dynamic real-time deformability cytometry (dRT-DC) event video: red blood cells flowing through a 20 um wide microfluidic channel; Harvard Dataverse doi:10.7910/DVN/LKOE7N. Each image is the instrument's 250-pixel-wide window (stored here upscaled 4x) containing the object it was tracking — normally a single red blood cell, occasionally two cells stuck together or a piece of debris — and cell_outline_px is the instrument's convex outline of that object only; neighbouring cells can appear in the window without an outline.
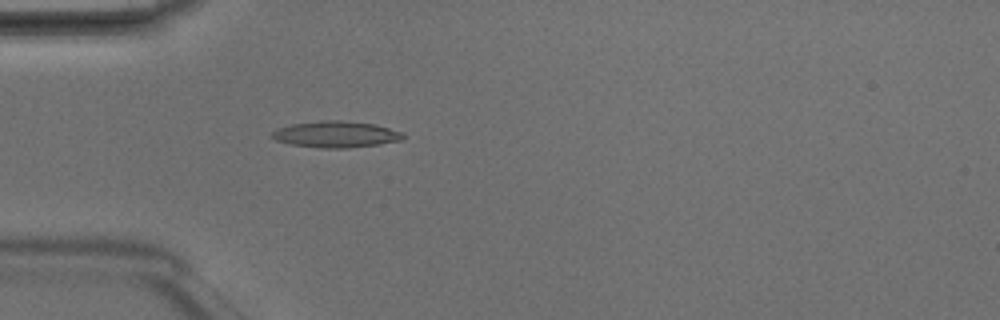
{"species": "Egyptian fruit bat (a non-hibernating species)", "species_latin": "Rousettus aegyptiacus", "temperature_condition": "room temperature", "stored_images_in_passage": 48, "camera_frame_rate_fps": 3000, "um_per_image_px": 0.085, "animal": {"sex": "male"}, "frame": {"image": 1, "passage_image": 14, "time_ms": 4.333, "image_size_px": [1000, 320], "cell_outline_px": [[404, 136], [400, 140], [380, 144], [344, 148], [324, 148], [292, 144], [276, 140], [272, 136], [272, 132], [276, 128], [292, 124], [320, 120], [344, 120], [376, 124], [404, 132]], "centroid_in_image_um": [28.58, 11.4], "position_along_channel_um": 56.4, "area_um2": 20.11}}
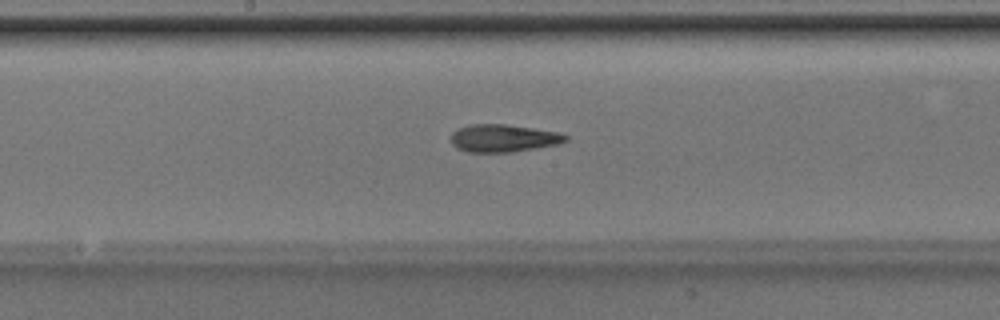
{"frame": {"image": 2, "passage_image": 25, "time_ms": 8.0, "image_size_px": [1000, 320], "cell_outline_px": [[568, 140], [556, 144], [512, 152], [468, 152], [456, 148], [452, 144], [452, 132], [456, 128], [468, 124], [508, 124], [560, 132], [568, 136]], "centroid_in_image_um": [42.76, 11.73], "position_along_channel_um": 205.4, "area_um2": 18.55}}
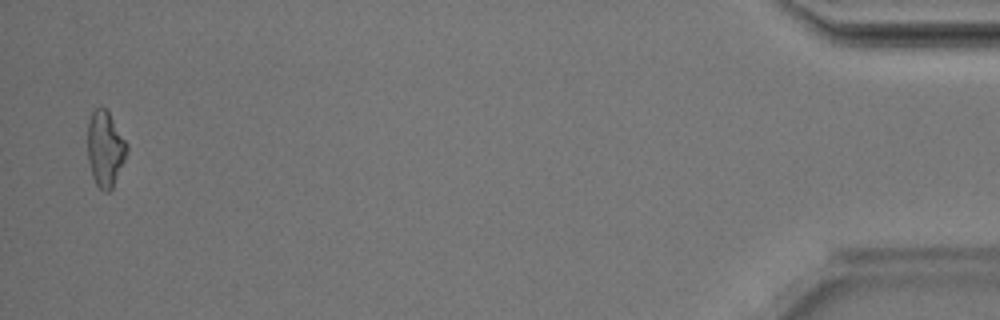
{"frame": {"image": 3, "passage_image": 47, "time_ms": 15.333, "image_size_px": [1000, 320], "cell_outline_px": [[128, 152], [112, 188], [108, 192], [104, 192], [96, 184], [92, 176], [88, 160], [88, 124], [92, 112], [100, 104], [108, 112], [128, 144]], "centroid_in_image_um": [8.94, 12.65], "position_along_channel_um": 426.3, "area_um2": 17.22}, "authors_computed_cell_mechanics": {"area_um2": 18.207, "velocity_mm_per_s": 4.2113, "shape_relaxation_time_tau1_ms": 7.7518, "shape_relaxation_time_tau2_ms": 4.896, "deformation_change_tau1": 0.2096, "deformation_change_tau2": 0.1688}}